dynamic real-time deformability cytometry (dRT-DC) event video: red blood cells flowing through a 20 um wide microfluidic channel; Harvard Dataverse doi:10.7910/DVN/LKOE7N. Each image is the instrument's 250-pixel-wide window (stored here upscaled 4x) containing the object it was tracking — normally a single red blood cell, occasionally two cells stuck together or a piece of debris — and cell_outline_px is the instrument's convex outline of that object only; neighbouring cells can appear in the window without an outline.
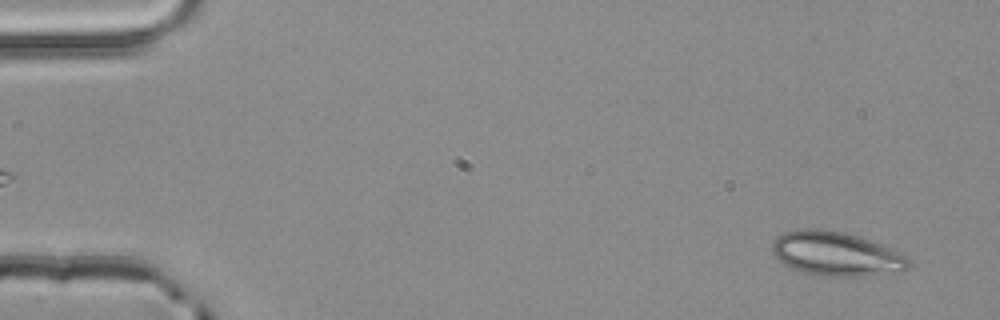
{"species": "common noctule bat (a hibernating species)", "species_latin": "Nyctalus noctula", "temperature_condition": "room temperature", "stored_images_in_passage": 4, "camera_frame_rate_fps": 3000, "um_per_image_px": 0.085, "animal": {"sex": "male", "body_mass_g": 20.4}, "frame": {"image": 1, "passage_image": 4, "time_ms": 1.0, "image_size_px": [1000, 320], "cell_outline_px": [[908, 268], [868, 276], [828, 276], [804, 272], [792, 268], [784, 264], [772, 252], [772, 240], [776, 236], [784, 232], [804, 228], [820, 228], [844, 232], [904, 252], [908, 256]], "centroid_in_image_um": [71.04, 21.55], "position_along_channel_um": 14.0, "area_um2": 34.91}}